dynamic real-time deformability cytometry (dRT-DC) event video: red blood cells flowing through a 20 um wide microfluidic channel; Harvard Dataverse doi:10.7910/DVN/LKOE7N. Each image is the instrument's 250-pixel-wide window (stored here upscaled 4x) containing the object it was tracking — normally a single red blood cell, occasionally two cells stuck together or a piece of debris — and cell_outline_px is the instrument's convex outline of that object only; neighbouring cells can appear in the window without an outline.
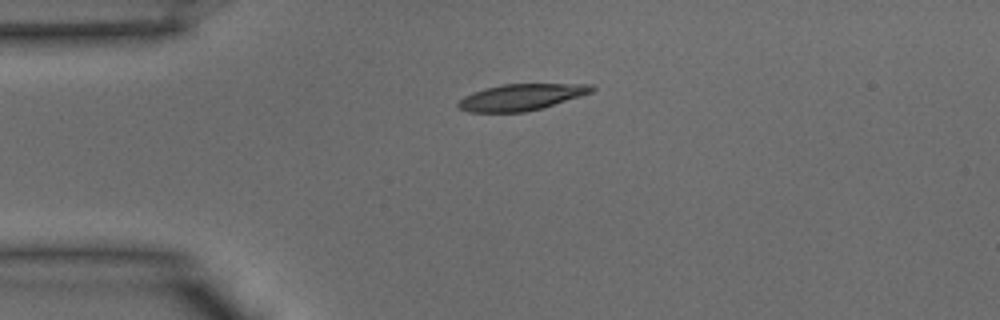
{"species": "common noctule bat (a hibernating species)", "species_latin": "Nyctalus noctula", "temperature_condition": "warm", "stored_images_in_passage": 31, "camera_frame_rate_fps": 3000, "um_per_image_px": 0.085, "animal": {"sex": "male", "body_mass_g": 15.6}, "frame": {"image": 1, "passage_image": 1, "time_ms": 0.0, "image_size_px": [1000, 320], "cell_outline_px": [[596, 88], [592, 92], [580, 96], [540, 108], [524, 112], [468, 112], [456, 108], [456, 104], [464, 96], [472, 92], [484, 88], [500, 84], [592, 84]], "centroid_in_image_um": [44.24, 8.25], "position_along_channel_um": 40.8, "area_um2": 20.52}}
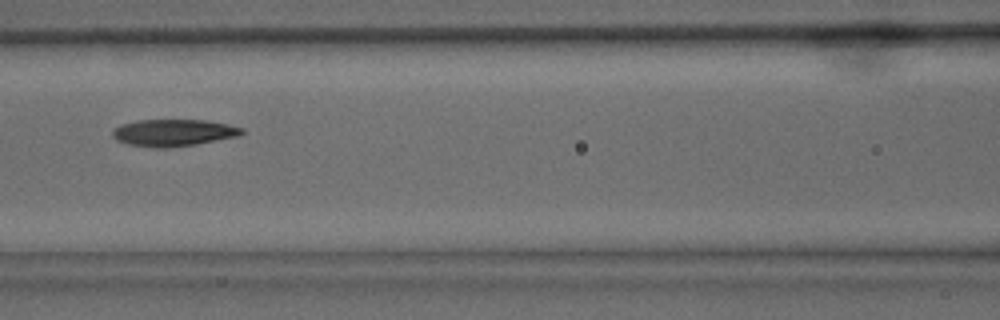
{"frame": {"image": 2, "passage_image": 9, "time_ms": 2.667, "image_size_px": [1000, 320], "cell_outline_px": [[244, 132], [240, 136], [196, 144], [164, 148], [156, 148], [128, 144], [116, 140], [112, 136], [112, 128], [120, 124], [136, 120], [204, 120], [228, 124], [244, 128]], "centroid_in_image_um": [14.73, 11.27], "position_along_channel_um": 151.9, "area_um2": 20.46}}
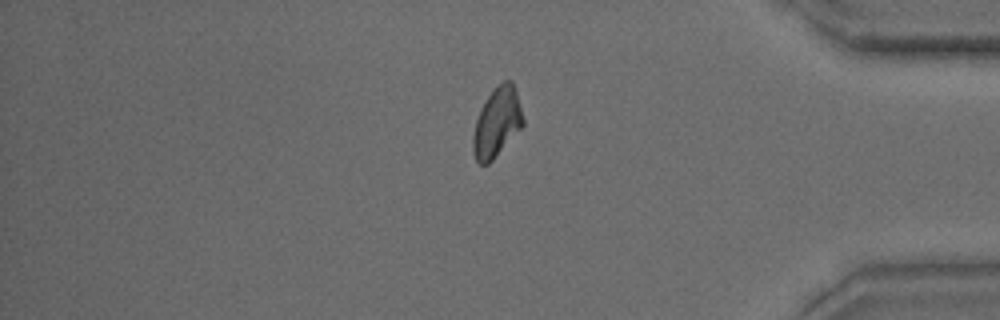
{"frame": {"image": 3, "passage_image": 25, "time_ms": 8.0, "image_size_px": [1000, 320], "cell_outline_px": [[524, 124], [492, 160], [488, 164], [480, 164], [476, 160], [472, 152], [472, 136], [476, 120], [480, 108], [488, 96], [504, 80], [512, 80], [516, 92], [524, 120]], "centroid_in_image_um": [42.21, 10.42], "position_along_channel_um": 393.0, "area_um2": 19.88}}